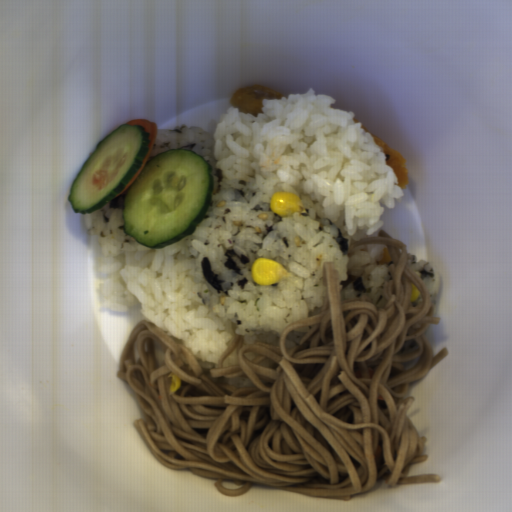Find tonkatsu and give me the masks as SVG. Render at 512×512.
Listing matches in <instances>:
<instances>
[{"mask_svg":"<svg viewBox=\"0 0 512 512\" xmlns=\"http://www.w3.org/2000/svg\"><path fill=\"white\" fill-rule=\"evenodd\" d=\"M285 97L272 87L260 85H247L235 90L230 98L229 105L241 113L257 116L262 111V100Z\"/></svg>","mask_w":512,"mask_h":512,"instance_id":"1","label":"tonkatsu"},{"mask_svg":"<svg viewBox=\"0 0 512 512\" xmlns=\"http://www.w3.org/2000/svg\"><path fill=\"white\" fill-rule=\"evenodd\" d=\"M359 124L362 130L368 132L370 136L373 138V140L381 147L382 151L386 156L385 164L391 168L401 190H404L407 187V181L409 176L407 160L401 153H399L398 151L387 145L385 142H383L380 138H378L360 122Z\"/></svg>","mask_w":512,"mask_h":512,"instance_id":"2","label":"tonkatsu"}]
</instances>
